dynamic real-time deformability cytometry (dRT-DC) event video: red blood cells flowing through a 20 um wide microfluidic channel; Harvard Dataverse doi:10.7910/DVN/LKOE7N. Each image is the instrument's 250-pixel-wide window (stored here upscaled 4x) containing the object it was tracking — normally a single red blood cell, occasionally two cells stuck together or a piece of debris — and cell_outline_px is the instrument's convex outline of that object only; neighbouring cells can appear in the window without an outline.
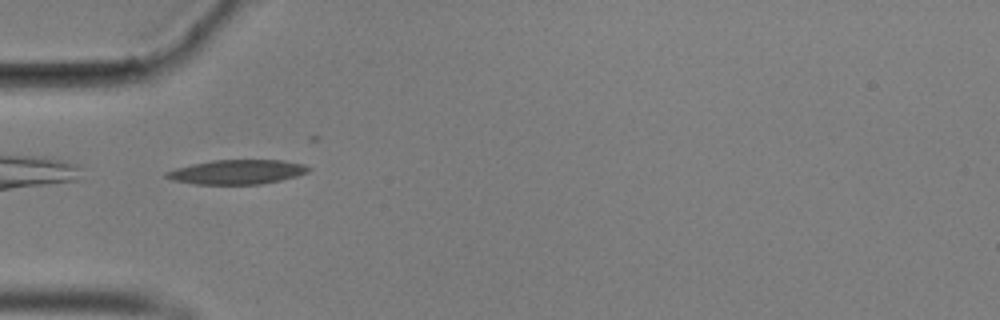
{"species": "common noctule bat (a hibernating species)", "species_latin": "Nyctalus noctula", "temperature_condition": "cold", "stored_images_in_passage": 36, "camera_frame_rate_fps": 3000, "um_per_image_px": 0.085, "animal": {"sex": "male", "body_mass_g": 17.9}, "frame": {"image": 1, "passage_image": 2, "time_ms": 0.333, "image_size_px": [1000, 320], "cell_outline_px": [[312, 168], [308, 172], [296, 176], [280, 180], [260, 184], [196, 184], [172, 180], [164, 176], [164, 172], [176, 168], [192, 164], [212, 160], [284, 160], [304, 164]], "centroid_in_image_um": [20.15, 14.61], "position_along_channel_um": 64.8, "area_um2": 20.23}}
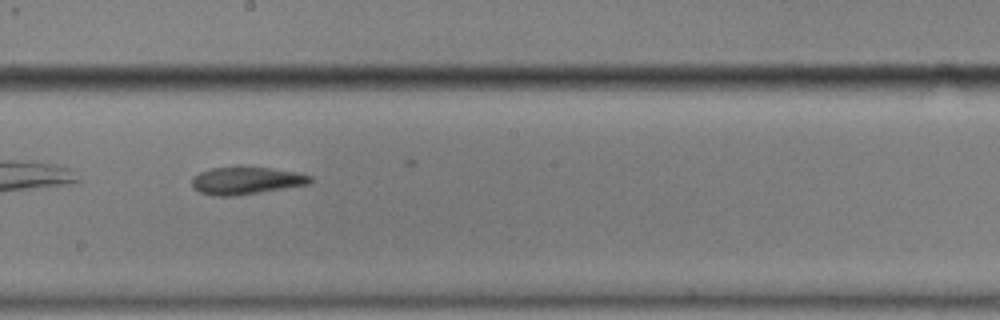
{"frame": {"image": 2, "passage_image": 16, "time_ms": 5.0, "image_size_px": [1000, 320], "cell_outline_px": [[312, 180], [308, 184], [236, 196], [212, 196], [200, 192], [192, 188], [192, 176], [200, 172], [212, 168], [236, 164], [240, 164], [296, 172], [312, 176]], "centroid_in_image_um": [20.86, 15.32], "position_along_channel_um": 227.3, "area_um2": 19.48}}
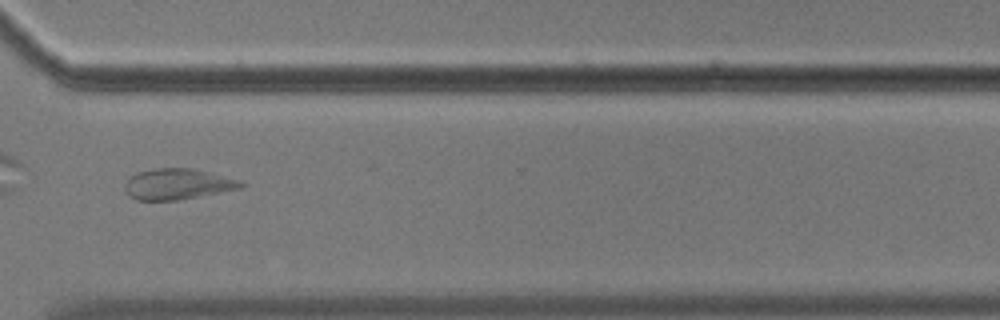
{"frame": {"image": 3, "passage_image": 27, "time_ms": 8.667, "image_size_px": [1000, 320], "cell_outline_px": [[248, 184], [240, 188], [180, 200], [136, 200], [128, 196], [124, 192], [124, 184], [136, 172], [156, 168], [192, 168], [244, 180]], "centroid_in_image_um": [15.12, 15.65], "position_along_channel_um": 355.5, "area_um2": 21.15}, "authors_computed_cell_mechanics": {"area_um2": 19.7965, "velocity_mm_per_s": 3.5019, "shape_relaxation_time_tau1_ms": 5.2211, "shape_relaxation_time_tau2_ms": 5.0414, "deformation_change_tau1": 0.1309, "deformation_change_tau2": 0.1311}}